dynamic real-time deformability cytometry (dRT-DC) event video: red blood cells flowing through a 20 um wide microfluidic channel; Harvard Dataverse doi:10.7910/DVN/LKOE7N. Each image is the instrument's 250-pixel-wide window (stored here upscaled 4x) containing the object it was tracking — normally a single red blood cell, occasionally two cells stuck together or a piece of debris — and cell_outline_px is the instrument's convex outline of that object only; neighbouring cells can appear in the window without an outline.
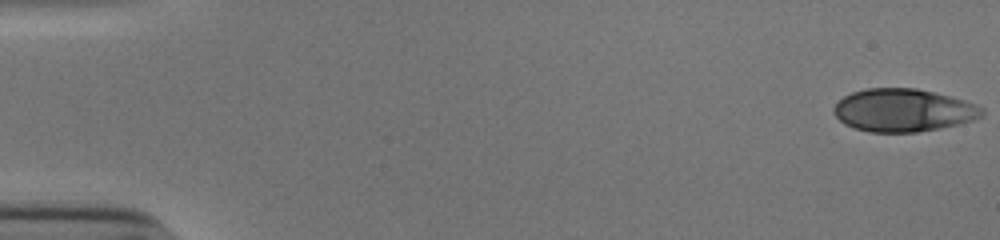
{"species": "human", "species_latin": "Homo sapiens", "temperature_condition": "cold", "stored_images_in_passage": 53, "camera_frame_rate_fps": 3000, "um_per_image_px": 0.085, "donor": {"sex": "male"}, "frame": {"image": 1, "passage_image": 1, "time_ms": 0.0, "image_size_px": [1000, 240], "cell_outline_px": [[984, 116], [976, 120], [960, 124], [940, 128], [916, 132], [868, 132], [844, 124], [832, 112], [832, 108], [844, 96], [852, 92], [868, 88], [916, 88], [952, 96], [976, 104], [984, 108]], "centroid_in_image_um": [76.82, 9.37], "position_along_channel_um": 8.2, "area_um2": 37.28}}
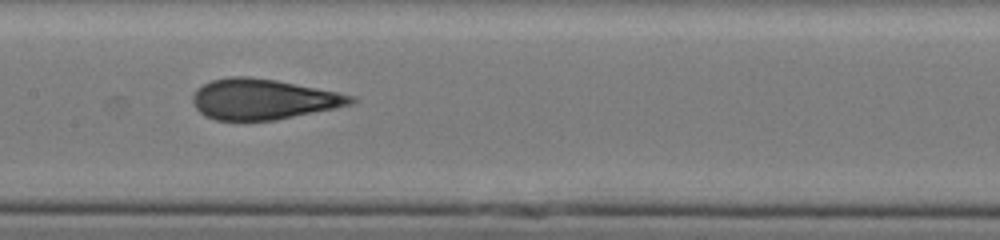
{"frame": {"image": 2, "passage_image": 27, "time_ms": 8.667, "image_size_px": [1000, 240], "cell_outline_px": [[356, 100], [352, 104], [336, 108], [276, 120], [216, 120], [204, 116], [196, 108], [192, 100], [192, 96], [196, 88], [212, 80], [232, 76], [248, 76], [276, 80], [356, 96]], "centroid_in_image_um": [22.35, 8.43], "position_along_channel_um": 185.1, "area_um2": 37.28}}
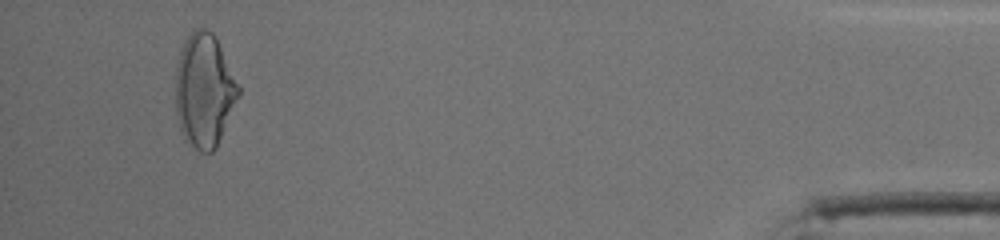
{"frame": {"image": 3, "passage_image": 50, "time_ms": 16.333, "image_size_px": [1000, 240], "cell_outline_px": [[240, 92], [216, 148], [212, 152], [200, 152], [184, 140], [180, 128], [176, 112], [176, 64], [180, 52], [188, 36], [196, 28], [204, 28], [212, 32], [216, 36], [240, 88]], "centroid_in_image_um": [17.35, 7.69], "position_along_channel_um": 417.8, "area_um2": 41.38}, "authors_computed_cell_mechanics": {"area_um2": 37.1654, "velocity_mm_per_s": 3.9112, "shape_relaxation_time_tau1_ms": 5.753, "shape_relaxation_time_tau2_ms": 1.0109, "deformation_change_tau1": 0.2164, "deformation_change_tau2": 0.0719}}